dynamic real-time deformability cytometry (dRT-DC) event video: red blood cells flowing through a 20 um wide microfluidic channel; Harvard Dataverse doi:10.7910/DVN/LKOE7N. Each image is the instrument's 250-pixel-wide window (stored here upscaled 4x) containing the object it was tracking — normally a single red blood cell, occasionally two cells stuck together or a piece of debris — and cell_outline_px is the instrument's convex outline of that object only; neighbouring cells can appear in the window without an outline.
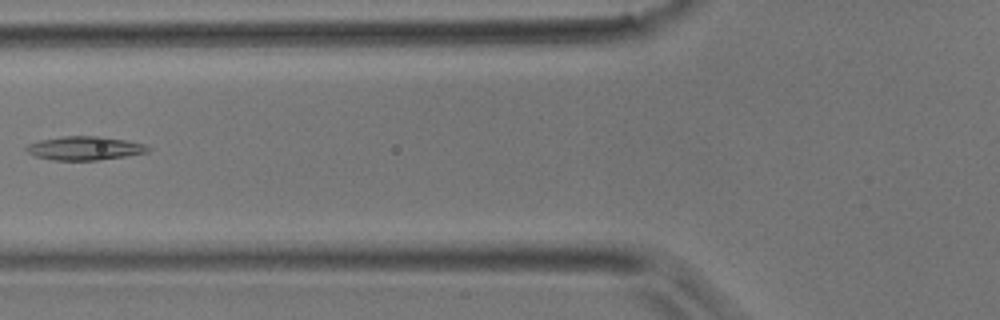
{"species": "common noctule bat (a hibernating species)", "species_latin": "Nyctalus noctula", "temperature_condition": "room temperature", "stored_images_in_passage": 6, "camera_frame_rate_fps": 3000, "um_per_image_px": 0.085, "animal": {"sex": "male", "body_mass_g": 17.9}, "frame": {"image": 1, "passage_image": 6, "time_ms": 1.667, "image_size_px": [1000, 320], "cell_outline_px": [[152, 148], [148, 152], [124, 156], [96, 160], [52, 160], [36, 156], [28, 152], [24, 148], [28, 144], [40, 140], [64, 136], [100, 136], [124, 140], [144, 144]], "centroid_in_image_um": [7.19, 12.59], "position_along_channel_um": 118.6, "area_um2": 16.65}}